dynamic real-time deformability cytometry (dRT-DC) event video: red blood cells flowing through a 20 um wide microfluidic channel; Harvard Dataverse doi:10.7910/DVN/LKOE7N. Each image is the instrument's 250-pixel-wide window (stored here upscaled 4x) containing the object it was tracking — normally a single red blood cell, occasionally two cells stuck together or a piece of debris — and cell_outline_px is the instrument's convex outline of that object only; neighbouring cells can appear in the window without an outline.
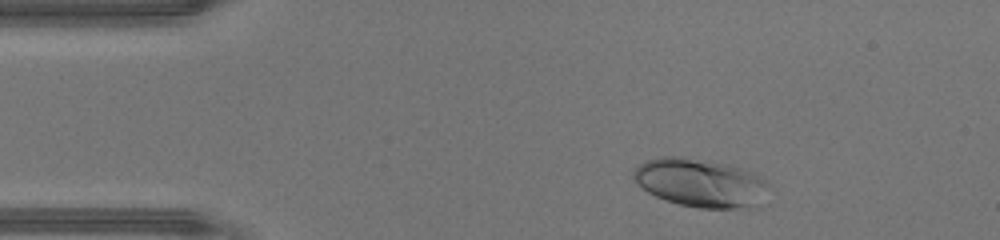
{"species": "human", "species_latin": "Homo sapiens", "temperature_condition": "warm", "stored_images_in_passage": 36, "camera_frame_rate_fps": 3000, "um_per_image_px": 0.085, "donor": {"sex": "male"}, "frame": {"image": 1, "passage_image": 3, "time_ms": 0.667, "image_size_px": [1000, 240], "cell_outline_px": [[768, 184], [760, 208], [700, 208], [680, 204], [656, 196], [648, 192], [636, 184], [632, 176], [632, 172], [636, 164], [644, 160], [660, 156], [680, 156], [712, 160], [728, 164], [752, 172], [760, 176]], "centroid_in_image_um": [59.51, 15.52], "position_along_channel_um": 25.5, "area_um2": 38.78}}
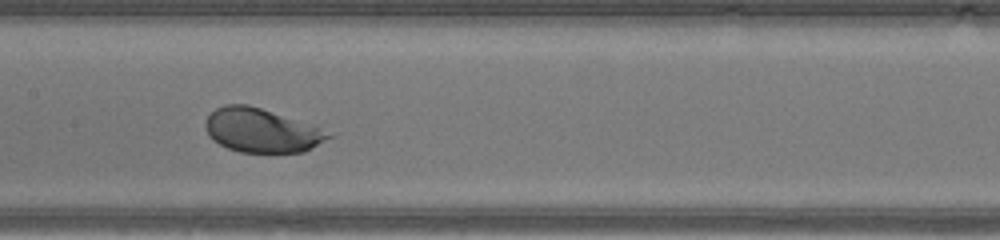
{"frame": {"image": 2, "passage_image": 18, "time_ms": 5.667, "image_size_px": [1000, 240], "cell_outline_px": [[332, 136], [304, 152], [240, 152], [228, 148], [212, 140], [208, 136], [204, 124], [208, 116], [216, 108], [224, 104], [248, 104], [316, 124]], "centroid_in_image_um": [22.22, 11.07], "position_along_channel_um": 185.2, "area_um2": 31.67}}
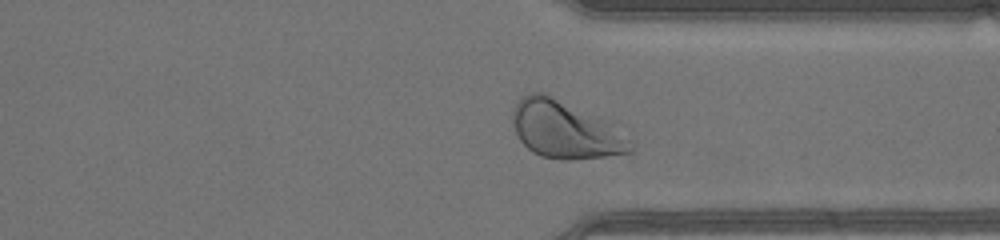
{"frame": {"image": 3, "passage_image": 30, "time_ms": 9.667, "image_size_px": [1000, 240], "cell_outline_px": [[636, 148], [632, 152], [604, 156], [568, 160], [560, 160], [540, 156], [532, 152], [520, 140], [516, 132], [512, 120], [512, 108], [516, 100], [520, 96], [528, 92], [544, 92], [600, 120], [632, 140]], "centroid_in_image_um": [47.96, 11.04], "position_along_channel_um": 363.4, "area_um2": 38.78}, "authors_computed_cell_mechanics": {"area_um2": 34.3332, "velocity_mm_per_s": 4.4697, "shape_relaxation_time_tau1_ms": 1.3271, "shape_relaxation_time_tau2_ms": null, "deformation_change_tau1": 0.1316, "deformation_change_tau2": null}}